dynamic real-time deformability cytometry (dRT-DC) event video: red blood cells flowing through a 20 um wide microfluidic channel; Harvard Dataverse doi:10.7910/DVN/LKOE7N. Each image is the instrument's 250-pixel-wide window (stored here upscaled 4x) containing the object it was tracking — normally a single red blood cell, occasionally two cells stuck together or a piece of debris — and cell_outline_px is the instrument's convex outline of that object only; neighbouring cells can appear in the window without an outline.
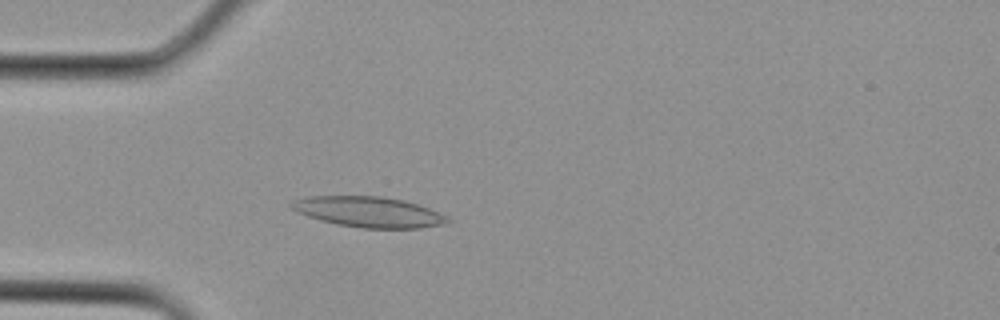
{"species": "Egyptian fruit bat (a non-hibernating species)", "species_latin": "Rousettus aegyptiacus", "temperature_condition": "cold", "stored_images_in_passage": 1, "camera_frame_rate_fps": 3000, "um_per_image_px": 0.085, "animal": {"sex": "female"}, "frame": {"image": 1, "passage_image": 1, "time_ms": 0.0, "image_size_px": [1000, 320], "cell_outline_px": [[452, 220], [448, 224], [420, 228], [364, 228], [336, 224], [320, 220], [296, 212], [288, 204], [296, 200], [308, 196], [380, 196], [404, 200], [428, 208], [448, 216]], "centroid_in_image_um": [31.37, 18.02], "position_along_channel_um": 53.6, "area_um2": 27.8}}